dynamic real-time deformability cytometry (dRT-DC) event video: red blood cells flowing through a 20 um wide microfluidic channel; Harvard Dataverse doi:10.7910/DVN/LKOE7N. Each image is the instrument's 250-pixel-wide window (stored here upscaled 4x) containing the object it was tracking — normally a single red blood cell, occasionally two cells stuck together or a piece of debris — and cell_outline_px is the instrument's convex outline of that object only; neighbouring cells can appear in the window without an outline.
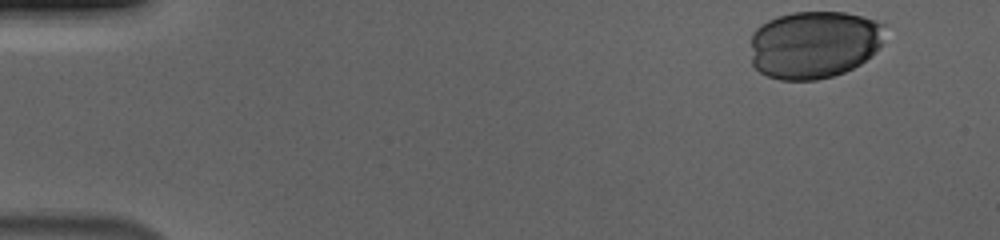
{"species": "human", "species_latin": "Homo sapiens", "temperature_condition": "cold", "stored_images_in_passage": 43, "camera_frame_rate_fps": 3000, "um_per_image_px": 0.085, "donor": {"sex": "male"}, "frame": {"image": 1, "passage_image": 1, "time_ms": 0.0, "image_size_px": [1000, 240], "cell_outline_px": [[884, 24], [880, 44], [876, 52], [860, 64], [844, 72], [832, 76], [816, 80], [780, 80], [768, 76], [760, 72], [752, 64], [752, 32], [760, 24], [768, 20], [792, 12], [844, 12], [876, 20]], "centroid_in_image_um": [69.17, 3.78], "position_along_channel_um": 15.8, "area_um2": 53.0}}
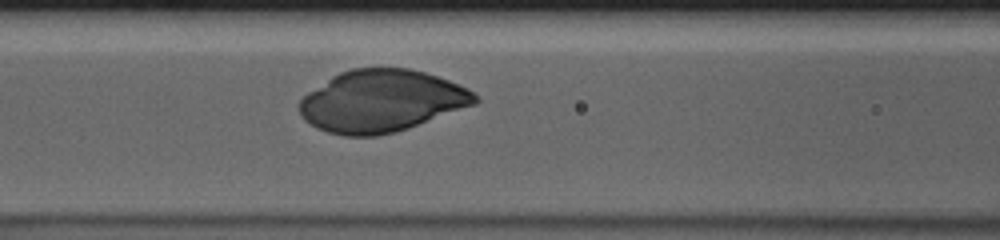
{"frame": {"image": 2, "passage_image": 21, "time_ms": 6.667, "image_size_px": [1000, 240], "cell_outline_px": [[480, 100], [476, 104], [408, 128], [396, 132], [376, 136], [344, 136], [328, 132], [316, 128], [304, 120], [300, 112], [300, 100], [308, 92], [332, 76], [340, 72], [352, 68], [408, 68], [424, 72], [448, 80], [468, 88]], "centroid_in_image_um": [32.42, 8.59], "position_along_channel_um": 134.2, "area_um2": 63.35}}
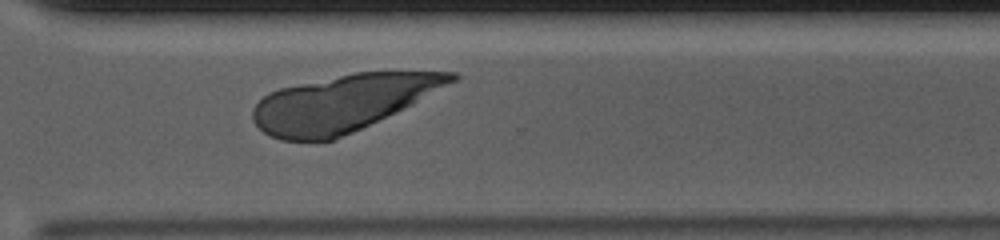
{"frame": {"image": 3, "passage_image": 38, "time_ms": 12.333, "image_size_px": [1000, 240], "cell_outline_px": [[460, 76], [456, 80], [412, 104], [404, 108], [352, 132], [332, 140], [280, 140], [268, 136], [252, 120], [252, 108], [268, 92], [280, 88], [352, 72], [456, 72]], "centroid_in_image_um": [29.07, 8.76], "position_along_channel_um": 341.5, "area_um2": 64.5}}